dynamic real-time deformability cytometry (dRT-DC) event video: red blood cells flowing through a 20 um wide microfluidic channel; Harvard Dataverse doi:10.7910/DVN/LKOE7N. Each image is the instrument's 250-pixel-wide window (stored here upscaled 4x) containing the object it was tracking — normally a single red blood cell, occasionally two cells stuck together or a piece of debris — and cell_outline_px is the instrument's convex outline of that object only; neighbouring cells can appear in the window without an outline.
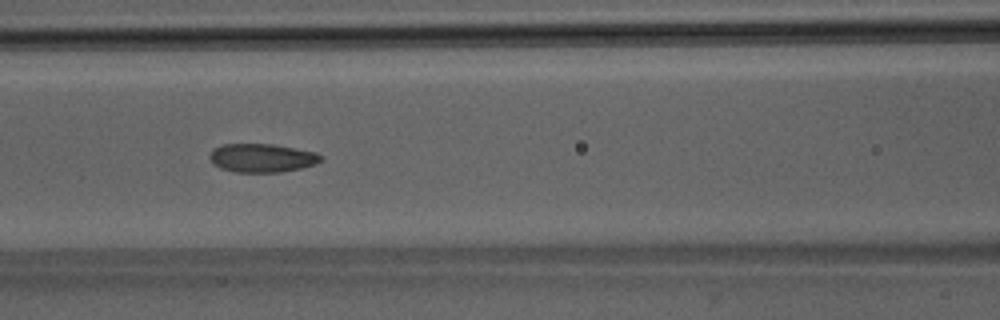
{"species": "Egyptian fruit bat (a non-hibernating species)", "species_latin": "Rousettus aegyptiacus", "temperature_condition": "room temperature", "stored_images_in_passage": 12, "camera_frame_rate_fps": 3000, "um_per_image_px": 0.085, "animal": {"sex": "male"}, "frame": {"image": 1, "passage_image": 7, "time_ms": 2.0, "image_size_px": [1000, 320], "cell_outline_px": [[324, 156], [316, 164], [300, 168], [280, 172], [236, 172], [220, 168], [212, 164], [208, 156], [212, 148], [224, 144], [272, 144], [316, 152]], "centroid_in_image_um": [22.23, 13.42], "position_along_channel_um": 144.4, "area_um2": 18.61}}